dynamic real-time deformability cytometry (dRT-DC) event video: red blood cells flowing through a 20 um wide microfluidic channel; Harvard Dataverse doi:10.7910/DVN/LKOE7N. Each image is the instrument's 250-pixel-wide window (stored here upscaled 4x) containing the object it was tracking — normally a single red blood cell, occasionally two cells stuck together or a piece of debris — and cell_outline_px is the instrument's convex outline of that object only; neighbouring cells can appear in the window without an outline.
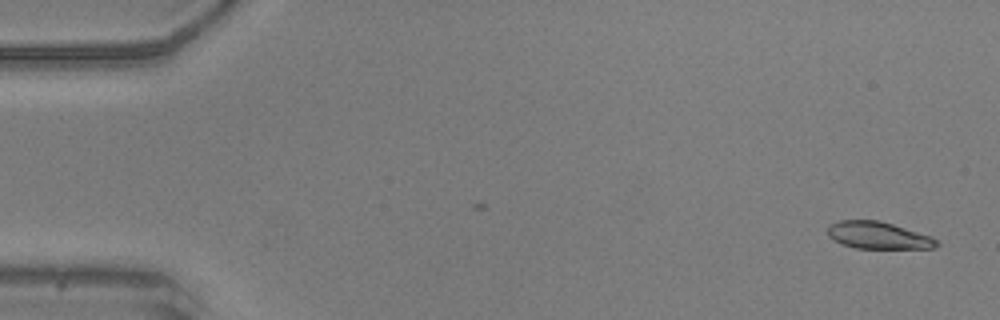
{"species": "common noctule bat (a hibernating species)", "species_latin": "Nyctalus noctula", "temperature_condition": "warm", "stored_images_in_passage": 48, "segment_of_instrument_passage": [1, 2], "camera_frame_rate_fps": 3000, "um_per_image_px": 0.085, "animal": {"sex": "male", "body_mass_g": 20.5, "forearm_length_mm": 52.5}, "frame": {"image": 1, "passage_image": 1, "time_ms": 0.0, "image_size_px": [1000, 320], "cell_outline_px": [[940, 244], [932, 248], [856, 248], [840, 244], [832, 240], [828, 236], [828, 224], [840, 220], [880, 220], [932, 236]], "centroid_in_image_um": [74.61, 20.0], "position_along_channel_um": 10.4, "area_um2": 17.34}}
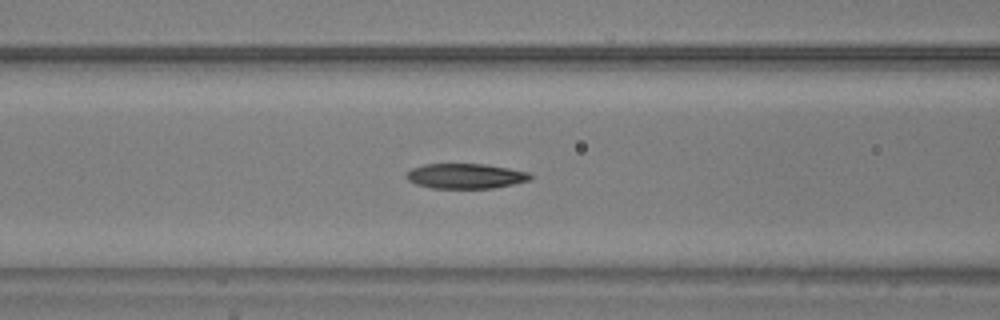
{"frame": {"image": 2, "passage_image": 20, "time_ms": 6.333, "image_size_px": [1000, 320], "cell_outline_px": [[532, 176], [528, 180], [512, 184], [492, 188], [432, 188], [416, 184], [408, 180], [404, 176], [412, 168], [424, 164], [484, 164], [508, 168], [528, 172]], "centroid_in_image_um": [39.53, 14.96], "position_along_channel_um": 127.1, "area_um2": 17.92}}
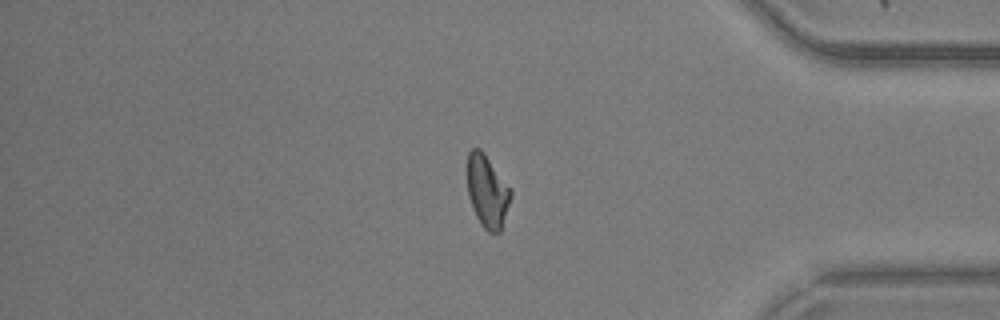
{"frame": {"image": 3, "passage_image": 42, "time_ms": 13.667, "image_size_px": [1000, 320], "cell_outline_px": [[512, 196], [500, 232], [488, 232], [480, 224], [476, 216], [468, 196], [464, 172], [468, 152], [472, 148], [480, 148], [484, 152], [512, 188]], "centroid_in_image_um": [41.38, 16.2], "position_along_channel_um": 393.8, "area_um2": 19.13}}